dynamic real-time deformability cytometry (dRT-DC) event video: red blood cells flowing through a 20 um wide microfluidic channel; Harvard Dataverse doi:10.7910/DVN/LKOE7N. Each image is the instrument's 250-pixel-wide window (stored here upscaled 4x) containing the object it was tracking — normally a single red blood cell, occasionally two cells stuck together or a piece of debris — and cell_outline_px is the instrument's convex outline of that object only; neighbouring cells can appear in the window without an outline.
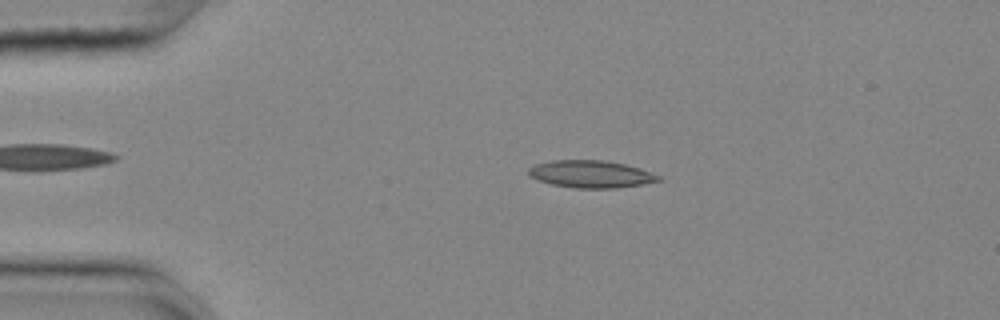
{"species": "common noctule bat (a hibernating species)", "species_latin": "Nyctalus noctula", "temperature_condition": "cold", "stored_images_in_passage": 42, "camera_frame_rate_fps": 3000, "um_per_image_px": 0.085, "animal": {"sex": "female", "body_mass_g": 25.1}, "frame": {"image": 1, "passage_image": 6, "time_ms": 1.667, "image_size_px": [1000, 320], "cell_outline_px": [[664, 180], [616, 188], [576, 188], [552, 184], [540, 180], [532, 176], [528, 172], [528, 168], [536, 164], [552, 160], [600, 160], [624, 164], [640, 168], [660, 176]], "centroid_in_image_um": [50.25, 14.79], "position_along_channel_um": 34.8, "area_um2": 20.4}}
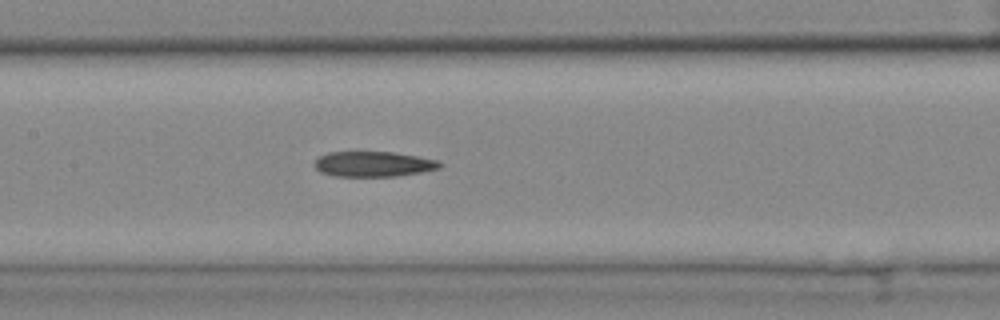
{"frame": {"image": 2, "passage_image": 21, "time_ms": 6.667, "image_size_px": [1000, 320], "cell_outline_px": [[444, 164], [440, 168], [420, 172], [396, 176], [336, 176], [320, 172], [312, 164], [320, 156], [328, 152], [392, 152], [440, 160]], "centroid_in_image_um": [31.75, 13.94], "position_along_channel_um": 175.6, "area_um2": 18.44}}
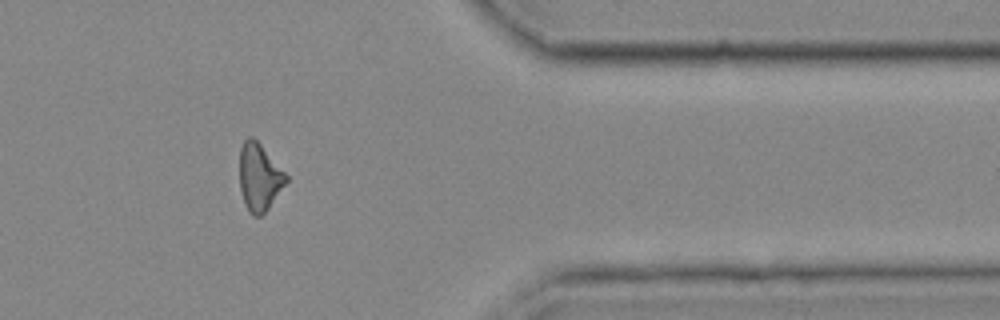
{"frame": {"image": 3, "passage_image": 40, "time_ms": 13.0, "image_size_px": [1000, 320], "cell_outline_px": [[288, 180], [268, 208], [260, 216], [252, 216], [248, 212], [244, 204], [240, 188], [240, 148], [244, 140], [248, 136], [252, 136], [260, 144], [288, 176]], "centroid_in_image_um": [22.02, 15.07], "position_along_channel_um": 389.4, "area_um2": 18.09}}